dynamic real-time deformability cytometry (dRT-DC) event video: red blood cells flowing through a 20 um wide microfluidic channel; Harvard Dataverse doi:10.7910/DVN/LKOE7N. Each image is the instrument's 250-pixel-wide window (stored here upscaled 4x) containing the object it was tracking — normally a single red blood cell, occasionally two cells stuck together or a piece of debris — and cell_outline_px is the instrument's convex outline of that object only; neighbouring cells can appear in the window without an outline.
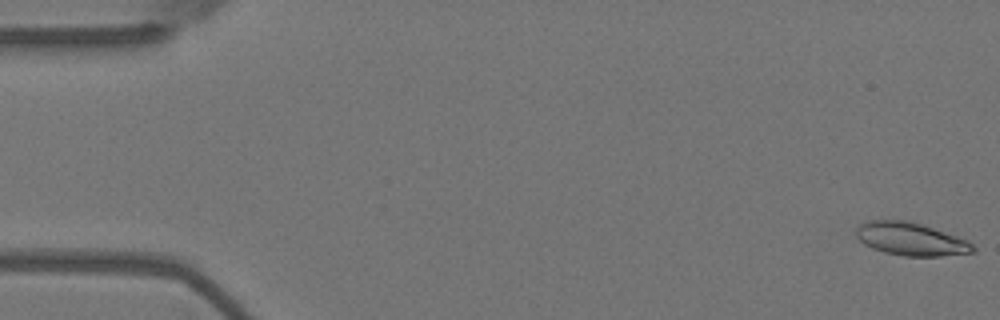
{"species": "Egyptian fruit bat (a non-hibernating species)", "species_latin": "Rousettus aegyptiacus", "temperature_condition": "warm", "stored_images_in_passage": 55, "camera_frame_rate_fps": 3000, "um_per_image_px": 0.085, "animal": {"sex": "female"}, "frame": {"image": 1, "passage_image": 1, "time_ms": 0.0, "image_size_px": [1000, 320], "cell_outline_px": [[976, 252], [940, 256], [904, 256], [884, 252], [872, 248], [864, 244], [856, 236], [856, 228], [864, 220], [908, 220], [968, 240], [976, 248]], "centroid_in_image_um": [77.4, 20.32], "position_along_channel_um": 7.6, "area_um2": 22.43}}
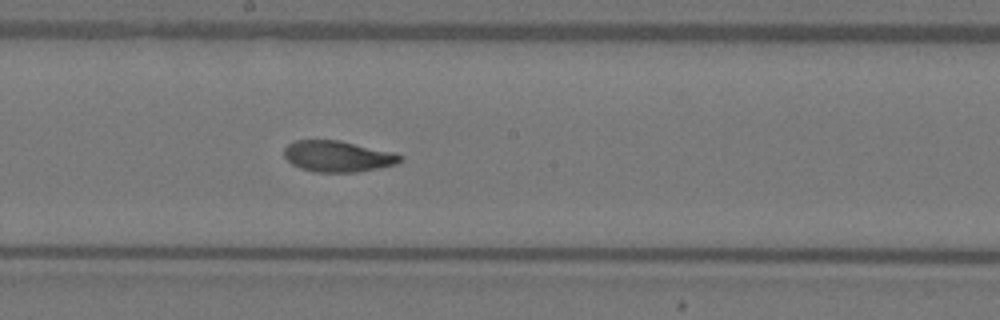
{"frame": {"image": 2, "passage_image": 30, "time_ms": 9.667, "image_size_px": [1000, 320], "cell_outline_px": [[404, 156], [396, 164], [356, 172], [316, 172], [300, 168], [292, 164], [284, 156], [284, 148], [288, 144], [296, 140], [340, 140], [396, 152]], "centroid_in_image_um": [28.72, 13.27], "position_along_channel_um": 219.5, "area_um2": 21.1}}
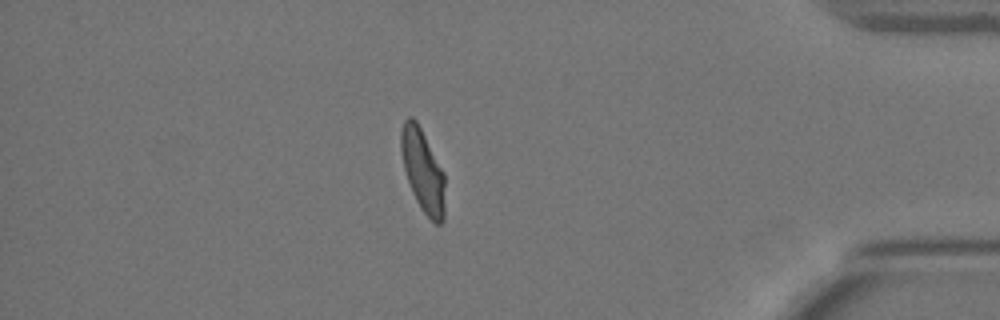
{"frame": {"image": 3, "passage_image": 48, "time_ms": 15.667, "image_size_px": [1000, 320], "cell_outline_px": [[444, 220], [440, 224], [436, 224], [420, 208], [412, 192], [404, 168], [400, 152], [400, 132], [404, 120], [408, 116], [412, 116], [416, 120], [444, 172]], "centroid_in_image_um": [35.92, 14.48], "position_along_channel_um": 399.3, "area_um2": 21.1}, "authors_computed_cell_mechanics": {"area_um2": 21.8484, "velocity_mm_per_s": 3.6481, "shape_relaxation_time_tau1_ms": 4.3896, "shape_relaxation_time_tau2_ms": 1.5994, "deformation_change_tau1": 0.2044, "deformation_change_tau2": 0.0739}}